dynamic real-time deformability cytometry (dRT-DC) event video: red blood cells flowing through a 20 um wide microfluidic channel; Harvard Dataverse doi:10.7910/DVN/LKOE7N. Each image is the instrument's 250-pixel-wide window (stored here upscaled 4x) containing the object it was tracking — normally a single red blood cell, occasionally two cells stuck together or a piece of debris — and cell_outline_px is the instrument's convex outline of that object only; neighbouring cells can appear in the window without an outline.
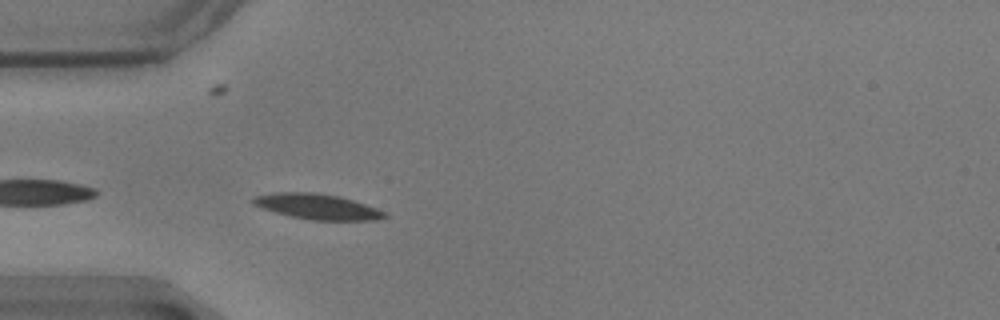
{"species": "common noctule bat (a hibernating species)", "species_latin": "Nyctalus noctula", "temperature_condition": "warm", "stored_images_in_passage": 34, "camera_frame_rate_fps": 3000, "um_per_image_px": 0.085, "animal": {"sex": "male", "body_mass_g": 17.9}, "frame": {"image": 1, "passage_image": 2, "time_ms": 0.333, "image_size_px": [1000, 320], "cell_outline_px": [[388, 216], [376, 220], [312, 220], [292, 216], [260, 208], [252, 204], [252, 196], [272, 192], [316, 192], [340, 196], [388, 212]], "centroid_in_image_um": [26.95, 17.55], "position_along_channel_um": 58.1, "area_um2": 19.59}}
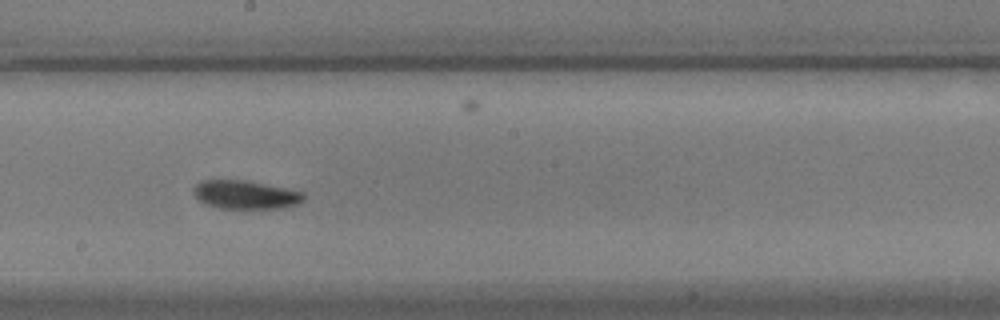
{"frame": {"image": 2, "passage_image": 17, "time_ms": 5.333, "image_size_px": [1000, 320], "cell_outline_px": [[304, 200], [296, 204], [284, 208], [220, 208], [204, 204], [192, 192], [192, 188], [200, 180], [248, 180], [288, 188], [304, 192]], "centroid_in_image_um": [20.86, 16.54], "position_along_channel_um": 227.3, "area_um2": 18.5}}
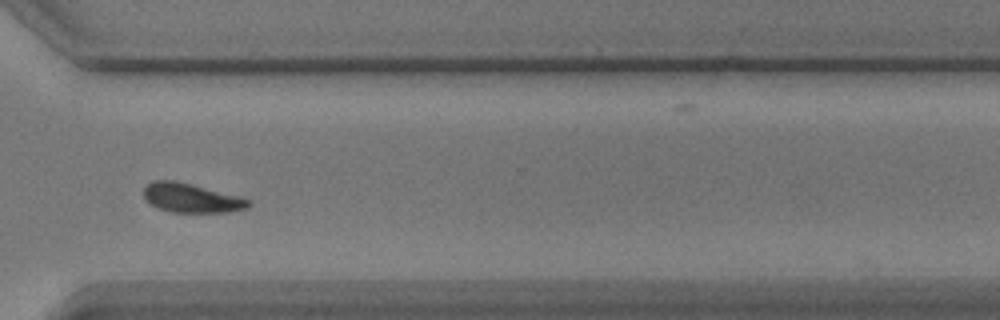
{"frame": {"image": 3, "passage_image": 28, "time_ms": 9.0, "image_size_px": [1000, 320], "cell_outline_px": [[252, 204], [248, 208], [228, 212], [172, 212], [160, 208], [152, 204], [144, 196], [144, 188], [152, 180], [176, 180], [192, 184], [252, 200]], "centroid_in_image_um": [16.29, 16.82], "position_along_channel_um": 354.3, "area_um2": 17.63}, "authors_computed_cell_mechanics": {"area_um2": 18.3515, "velocity_mm_per_s": 3.4678, "shape_relaxation_time_tau1_ms": 2.7134, "shape_relaxation_time_tau2_ms": 8.9462, "deformation_change_tau1": 0.103, "deformation_change_tau2": 0.1169}}